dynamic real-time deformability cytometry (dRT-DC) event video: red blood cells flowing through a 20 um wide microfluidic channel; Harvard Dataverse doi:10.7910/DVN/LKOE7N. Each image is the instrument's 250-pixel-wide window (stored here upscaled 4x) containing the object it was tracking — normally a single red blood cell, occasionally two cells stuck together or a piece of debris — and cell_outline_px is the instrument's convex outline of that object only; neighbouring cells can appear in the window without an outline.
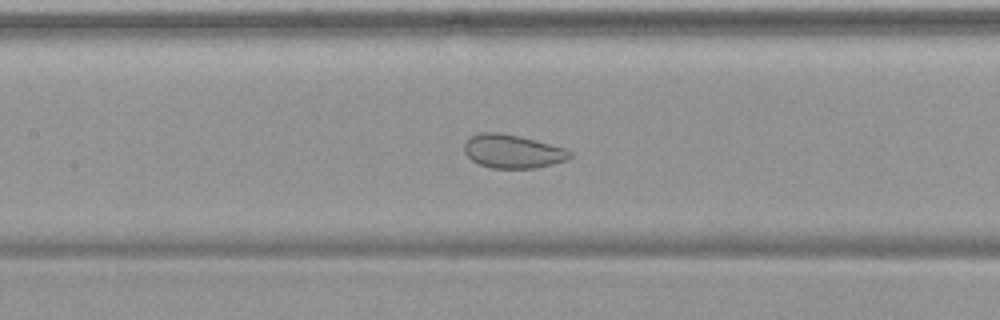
{"species": "common noctule bat (a hibernating species)", "species_latin": "Nyctalus noctula", "temperature_condition": "warm", "stored_images_in_passage": 54, "camera_frame_rate_fps": 3000, "um_per_image_px": 0.085, "animal": {"sex": "female", "body_mass_g": 19.9}, "frame": {"image": 1, "passage_image": 26, "time_ms": 8.333, "image_size_px": [1000, 320], "cell_outline_px": [[572, 156], [568, 160], [536, 168], [492, 168], [480, 164], [472, 160], [464, 152], [464, 144], [472, 136], [480, 132], [500, 132], [520, 136], [568, 148], [572, 152]], "centroid_in_image_um": [43.62, 12.86], "position_along_channel_um": 163.8, "area_um2": 20.81}}
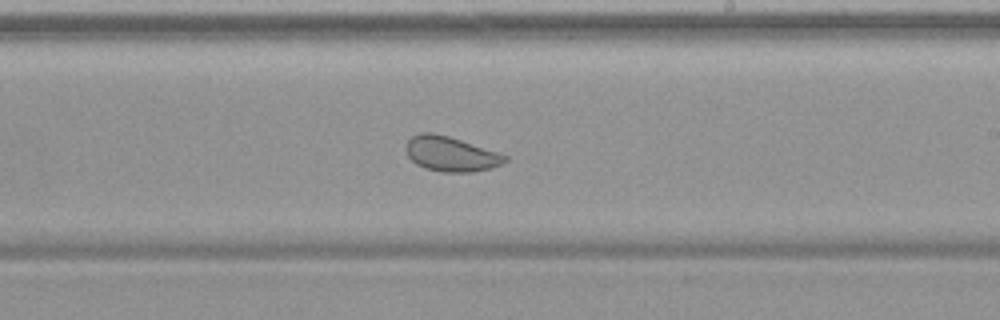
{"frame": {"image": 2, "passage_image": 33, "time_ms": 10.667, "image_size_px": [1000, 320], "cell_outline_px": [[508, 160], [492, 168], [472, 172], [440, 172], [424, 168], [416, 164], [408, 156], [404, 148], [404, 144], [412, 136], [420, 132], [432, 132], [448, 136], [500, 152], [508, 156]], "centroid_in_image_um": [38.3, 13.08], "position_along_channel_um": 250.7, "area_um2": 20.4}}
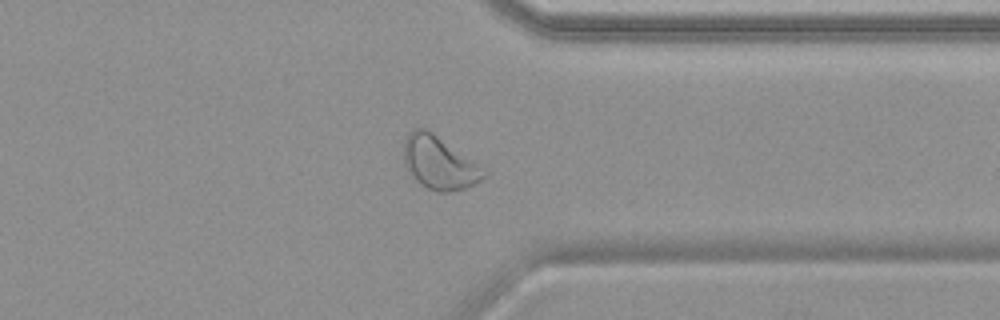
{"frame": {"image": 3, "passage_image": 43, "time_ms": 14.0, "image_size_px": [1000, 320], "cell_outline_px": [[488, 176], [464, 188], [448, 192], [436, 192], [420, 184], [408, 172], [404, 164], [404, 140], [408, 132], [412, 128], [424, 128], [432, 132], [488, 168]], "centroid_in_image_um": [37.37, 13.83], "position_along_channel_um": 374.0, "area_um2": 25.2}, "authors_computed_cell_mechanics": {"area_um2": 27.9752, "velocity_mm_per_s": 3.7564, "shape_relaxation_time_tau1_ms": null, "shape_relaxation_time_tau2_ms": 1.2055, "deformation_change_tau1": null, "deformation_change_tau2": 0.0661}}